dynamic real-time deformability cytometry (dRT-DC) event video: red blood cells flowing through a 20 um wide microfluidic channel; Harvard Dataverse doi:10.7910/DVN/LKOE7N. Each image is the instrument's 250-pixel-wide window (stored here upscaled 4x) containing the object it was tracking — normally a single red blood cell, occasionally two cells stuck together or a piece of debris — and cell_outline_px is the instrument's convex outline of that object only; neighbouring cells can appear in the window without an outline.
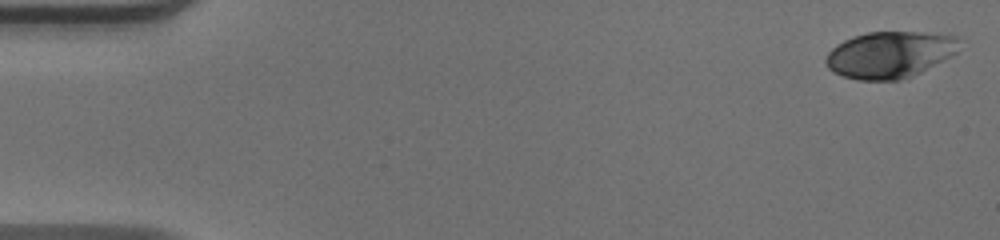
{"species": "human", "species_latin": "Homo sapiens", "temperature_condition": "warm", "stored_images_in_passage": 50, "camera_frame_rate_fps": 3000, "um_per_image_px": 0.085, "donor": {"sex": "male"}, "frame": {"image": 1, "passage_image": 1, "time_ms": 0.0, "image_size_px": [1000, 240], "cell_outline_px": [[964, 36], [956, 52], [920, 72], [912, 76], [900, 80], [860, 80], [844, 76], [832, 72], [828, 68], [824, 60], [828, 52], [836, 44], [852, 36], [868, 32], [924, 32]], "centroid_in_image_um": [75.64, 4.62], "position_along_channel_um": 9.4, "area_um2": 36.41}}
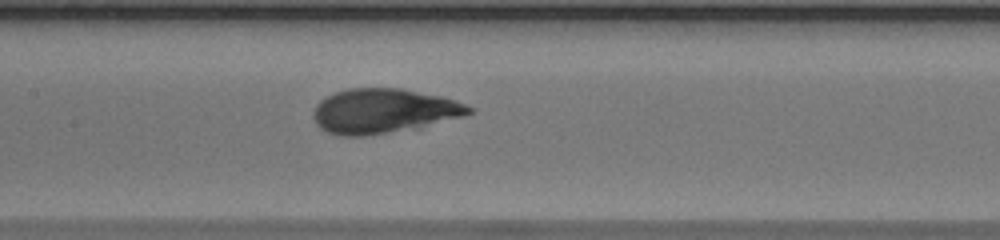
{"frame": {"image": 2, "passage_image": 24, "time_ms": 7.667, "image_size_px": [1000, 240], "cell_outline_px": [[476, 112], [464, 116], [420, 128], [364, 136], [340, 136], [324, 132], [316, 124], [312, 116], [312, 112], [316, 104], [320, 100], [336, 92], [348, 88], [400, 88], [440, 96], [456, 100], [468, 104]], "centroid_in_image_um": [32.61, 9.45], "position_along_channel_um": 174.8, "area_um2": 40.98}}
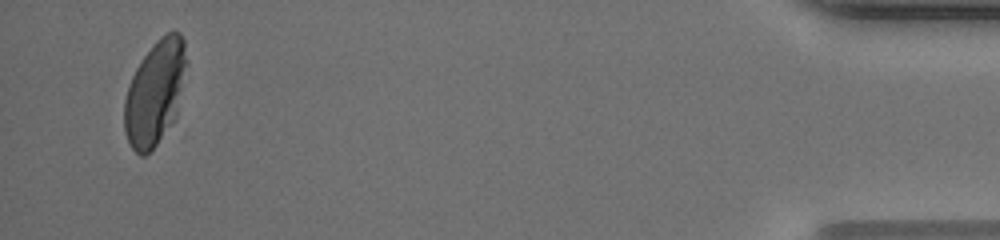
{"frame": {"image": 3, "passage_image": 48, "time_ms": 15.667, "image_size_px": [1000, 240], "cell_outline_px": [[188, 60], [176, 120], [156, 144], [144, 156], [140, 156], [132, 148], [124, 132], [124, 100], [132, 76], [136, 68], [144, 56], [160, 36], [168, 32], [180, 32], [184, 40]], "centroid_in_image_um": [13.2, 7.88], "position_along_channel_um": 422.0, "area_um2": 37.97}, "authors_computed_cell_mechanics": {"area_um2": 38.2347, "velocity_mm_per_s": 4.0863, "shape_relaxation_time_tau1_ms": 3.5749, "shape_relaxation_time_tau2_ms": null, "deformation_change_tau1": 0.1863, "deformation_change_tau2": null}}